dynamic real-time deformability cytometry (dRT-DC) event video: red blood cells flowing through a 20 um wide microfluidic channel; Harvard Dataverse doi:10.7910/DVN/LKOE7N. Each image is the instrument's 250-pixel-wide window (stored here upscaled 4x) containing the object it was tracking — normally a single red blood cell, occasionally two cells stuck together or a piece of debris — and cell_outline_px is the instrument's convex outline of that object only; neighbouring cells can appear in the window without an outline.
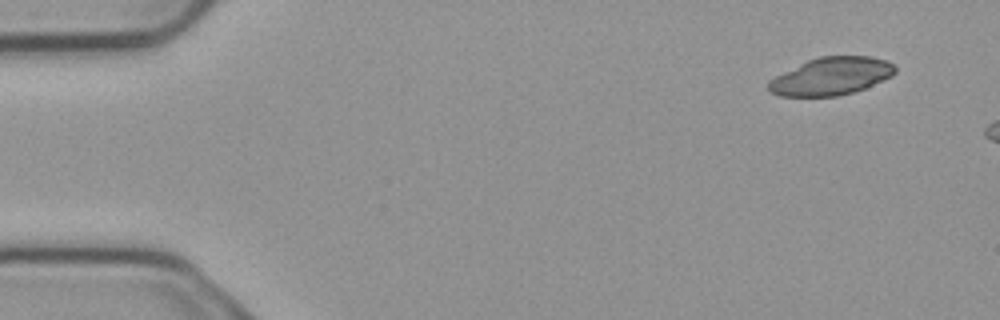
{"species": "common noctule bat (a hibernating species)", "species_latin": "Nyctalus noctula", "temperature_condition": "cold", "stored_images_in_passage": 4, "camera_frame_rate_fps": 3000, "um_per_image_px": 0.085, "animal": {"sex": "male", "body_mass_g": 23.1, "forearm_length_mm": 52.7}, "frame": {"image": 1, "passage_image": 1, "time_ms": 0.0, "image_size_px": [1000, 320], "cell_outline_px": [[896, 72], [892, 76], [864, 88], [852, 92], [836, 96], [780, 96], [772, 92], [768, 88], [768, 80], [808, 60], [820, 56], [872, 56], [888, 60], [896, 68]], "centroid_in_image_um": [70.68, 6.47], "position_along_channel_um": 14.3, "area_um2": 27.57}}